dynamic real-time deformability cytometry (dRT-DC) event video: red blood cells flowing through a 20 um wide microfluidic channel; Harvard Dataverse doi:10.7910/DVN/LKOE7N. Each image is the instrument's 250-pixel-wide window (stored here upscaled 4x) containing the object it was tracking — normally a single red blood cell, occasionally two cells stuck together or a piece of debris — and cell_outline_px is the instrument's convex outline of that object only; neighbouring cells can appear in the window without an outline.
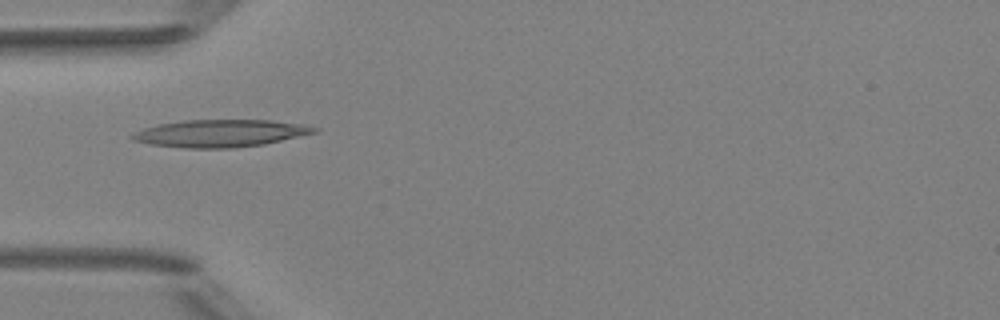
{"species": "Egyptian fruit bat (a non-hibernating species)", "species_latin": "Rousettus aegyptiacus", "temperature_condition": "room temperature", "stored_images_in_passage": 3, "camera_frame_rate_fps": 3000, "um_per_image_px": 0.085, "animal": {"sex": "female"}, "frame": {"image": 1, "passage_image": 2, "time_ms": 1.333, "image_size_px": [1000, 320], "cell_outline_px": [[320, 128], [316, 132], [264, 144], [232, 148], [188, 148], [148, 144], [132, 140], [128, 136], [144, 128], [160, 124], [184, 120], [272, 120], [304, 124]], "centroid_in_image_um": [18.72, 11.33], "position_along_channel_um": 66.3, "area_um2": 28.96}}
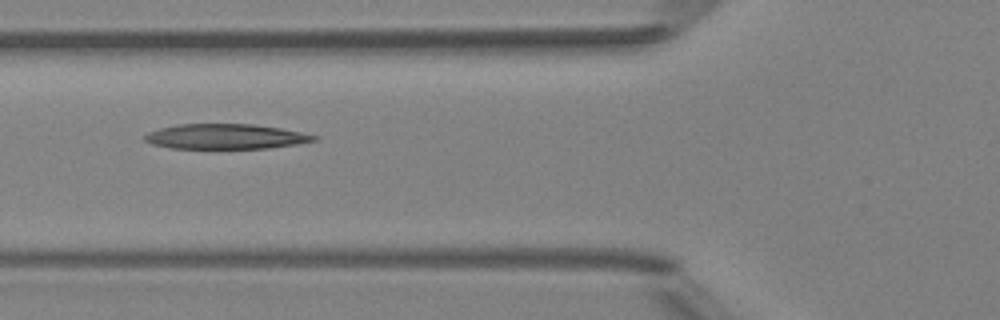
{"frame": {"image": 2, "passage_image": 3, "time_ms": 2.333, "image_size_px": [1000, 320], "cell_outline_px": [[320, 140], [296, 144], [268, 148], [172, 148], [152, 144], [144, 140], [144, 136], [148, 132], [160, 128], [176, 124], [252, 124], [280, 128], [320, 136]], "centroid_in_image_um": [19.2, 11.6], "position_along_channel_um": 106.6, "area_um2": 24.68}}